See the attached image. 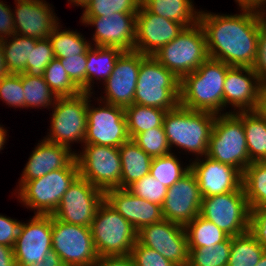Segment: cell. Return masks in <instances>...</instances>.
<instances>
[{
	"mask_svg": "<svg viewBox=\"0 0 266 266\" xmlns=\"http://www.w3.org/2000/svg\"><path fill=\"white\" fill-rule=\"evenodd\" d=\"M200 10L199 24L209 58L229 66H253L258 47L259 18L255 9L240 8V14H216Z\"/></svg>",
	"mask_w": 266,
	"mask_h": 266,
	"instance_id": "obj_1",
	"label": "cell"
},
{
	"mask_svg": "<svg viewBox=\"0 0 266 266\" xmlns=\"http://www.w3.org/2000/svg\"><path fill=\"white\" fill-rule=\"evenodd\" d=\"M231 66L208 58L192 73L180 79L179 105L184 108L223 114V89Z\"/></svg>",
	"mask_w": 266,
	"mask_h": 266,
	"instance_id": "obj_2",
	"label": "cell"
},
{
	"mask_svg": "<svg viewBox=\"0 0 266 266\" xmlns=\"http://www.w3.org/2000/svg\"><path fill=\"white\" fill-rule=\"evenodd\" d=\"M215 118V113L191 110L181 105L167 111L163 127L170 150L175 147L186 154H193L195 158L205 156Z\"/></svg>",
	"mask_w": 266,
	"mask_h": 266,
	"instance_id": "obj_3",
	"label": "cell"
},
{
	"mask_svg": "<svg viewBox=\"0 0 266 266\" xmlns=\"http://www.w3.org/2000/svg\"><path fill=\"white\" fill-rule=\"evenodd\" d=\"M79 176L76 158L65 168L25 182L15 193L18 201L35 215H52L64 193ZM18 194V195H17Z\"/></svg>",
	"mask_w": 266,
	"mask_h": 266,
	"instance_id": "obj_4",
	"label": "cell"
},
{
	"mask_svg": "<svg viewBox=\"0 0 266 266\" xmlns=\"http://www.w3.org/2000/svg\"><path fill=\"white\" fill-rule=\"evenodd\" d=\"M180 79L153 56L140 64L134 104L172 110L179 105Z\"/></svg>",
	"mask_w": 266,
	"mask_h": 266,
	"instance_id": "obj_5",
	"label": "cell"
},
{
	"mask_svg": "<svg viewBox=\"0 0 266 266\" xmlns=\"http://www.w3.org/2000/svg\"><path fill=\"white\" fill-rule=\"evenodd\" d=\"M97 254L130 255L137 242V231L104 199L90 226Z\"/></svg>",
	"mask_w": 266,
	"mask_h": 266,
	"instance_id": "obj_6",
	"label": "cell"
},
{
	"mask_svg": "<svg viewBox=\"0 0 266 266\" xmlns=\"http://www.w3.org/2000/svg\"><path fill=\"white\" fill-rule=\"evenodd\" d=\"M206 156L242 173L251 163L243 122L235 113L216 114Z\"/></svg>",
	"mask_w": 266,
	"mask_h": 266,
	"instance_id": "obj_7",
	"label": "cell"
},
{
	"mask_svg": "<svg viewBox=\"0 0 266 266\" xmlns=\"http://www.w3.org/2000/svg\"><path fill=\"white\" fill-rule=\"evenodd\" d=\"M94 94L95 92H81L72 97H58L51 107V125L44 139L70 149L74 142L83 145L87 129L88 101Z\"/></svg>",
	"mask_w": 266,
	"mask_h": 266,
	"instance_id": "obj_8",
	"label": "cell"
},
{
	"mask_svg": "<svg viewBox=\"0 0 266 266\" xmlns=\"http://www.w3.org/2000/svg\"><path fill=\"white\" fill-rule=\"evenodd\" d=\"M179 79L197 70L209 58L205 32L199 22L184 30L153 55Z\"/></svg>",
	"mask_w": 266,
	"mask_h": 266,
	"instance_id": "obj_9",
	"label": "cell"
},
{
	"mask_svg": "<svg viewBox=\"0 0 266 266\" xmlns=\"http://www.w3.org/2000/svg\"><path fill=\"white\" fill-rule=\"evenodd\" d=\"M83 150L75 153L79 176L105 192L120 188L121 158L119 148L98 144H83Z\"/></svg>",
	"mask_w": 266,
	"mask_h": 266,
	"instance_id": "obj_10",
	"label": "cell"
},
{
	"mask_svg": "<svg viewBox=\"0 0 266 266\" xmlns=\"http://www.w3.org/2000/svg\"><path fill=\"white\" fill-rule=\"evenodd\" d=\"M200 215L230 237L248 232L250 207L243 187L238 191L202 198Z\"/></svg>",
	"mask_w": 266,
	"mask_h": 266,
	"instance_id": "obj_11",
	"label": "cell"
},
{
	"mask_svg": "<svg viewBox=\"0 0 266 266\" xmlns=\"http://www.w3.org/2000/svg\"><path fill=\"white\" fill-rule=\"evenodd\" d=\"M52 250L66 266H93L99 258L91 229L65 223L52 216Z\"/></svg>",
	"mask_w": 266,
	"mask_h": 266,
	"instance_id": "obj_12",
	"label": "cell"
},
{
	"mask_svg": "<svg viewBox=\"0 0 266 266\" xmlns=\"http://www.w3.org/2000/svg\"><path fill=\"white\" fill-rule=\"evenodd\" d=\"M91 101L90 99L88 101L84 144L119 148L130 139L127 131L125 108L102 102L98 97L97 105L99 106L94 107L93 103H90Z\"/></svg>",
	"mask_w": 266,
	"mask_h": 266,
	"instance_id": "obj_13",
	"label": "cell"
},
{
	"mask_svg": "<svg viewBox=\"0 0 266 266\" xmlns=\"http://www.w3.org/2000/svg\"><path fill=\"white\" fill-rule=\"evenodd\" d=\"M103 200L101 189L78 176L64 193L52 216L65 223L90 227Z\"/></svg>",
	"mask_w": 266,
	"mask_h": 266,
	"instance_id": "obj_14",
	"label": "cell"
},
{
	"mask_svg": "<svg viewBox=\"0 0 266 266\" xmlns=\"http://www.w3.org/2000/svg\"><path fill=\"white\" fill-rule=\"evenodd\" d=\"M137 241L174 263L187 266L189 248L185 227L162 219L137 231Z\"/></svg>",
	"mask_w": 266,
	"mask_h": 266,
	"instance_id": "obj_15",
	"label": "cell"
},
{
	"mask_svg": "<svg viewBox=\"0 0 266 266\" xmlns=\"http://www.w3.org/2000/svg\"><path fill=\"white\" fill-rule=\"evenodd\" d=\"M137 13H114L107 16H81L80 22L95 27L92 46L116 47L134 51Z\"/></svg>",
	"mask_w": 266,
	"mask_h": 266,
	"instance_id": "obj_16",
	"label": "cell"
},
{
	"mask_svg": "<svg viewBox=\"0 0 266 266\" xmlns=\"http://www.w3.org/2000/svg\"><path fill=\"white\" fill-rule=\"evenodd\" d=\"M146 56L138 51H124L117 59L108 79L102 84L105 95L98 99L126 108L134 103L141 61Z\"/></svg>",
	"mask_w": 266,
	"mask_h": 266,
	"instance_id": "obj_17",
	"label": "cell"
},
{
	"mask_svg": "<svg viewBox=\"0 0 266 266\" xmlns=\"http://www.w3.org/2000/svg\"><path fill=\"white\" fill-rule=\"evenodd\" d=\"M52 215H34L20 225L13 246L17 266L41 262L52 250Z\"/></svg>",
	"mask_w": 266,
	"mask_h": 266,
	"instance_id": "obj_18",
	"label": "cell"
},
{
	"mask_svg": "<svg viewBox=\"0 0 266 266\" xmlns=\"http://www.w3.org/2000/svg\"><path fill=\"white\" fill-rule=\"evenodd\" d=\"M202 195L194 173L189 170L168 188L161 206L163 219L186 226L200 214Z\"/></svg>",
	"mask_w": 266,
	"mask_h": 266,
	"instance_id": "obj_19",
	"label": "cell"
},
{
	"mask_svg": "<svg viewBox=\"0 0 266 266\" xmlns=\"http://www.w3.org/2000/svg\"><path fill=\"white\" fill-rule=\"evenodd\" d=\"M184 28L181 23L151 13L141 3L136 17L134 50L145 56H153L174 40Z\"/></svg>",
	"mask_w": 266,
	"mask_h": 266,
	"instance_id": "obj_20",
	"label": "cell"
},
{
	"mask_svg": "<svg viewBox=\"0 0 266 266\" xmlns=\"http://www.w3.org/2000/svg\"><path fill=\"white\" fill-rule=\"evenodd\" d=\"M190 170L194 173L202 198L238 191L242 188L243 173L236 167L223 164L208 156L193 158Z\"/></svg>",
	"mask_w": 266,
	"mask_h": 266,
	"instance_id": "obj_21",
	"label": "cell"
},
{
	"mask_svg": "<svg viewBox=\"0 0 266 266\" xmlns=\"http://www.w3.org/2000/svg\"><path fill=\"white\" fill-rule=\"evenodd\" d=\"M12 9L15 34L37 40L46 39L61 24L54 9L45 0H14Z\"/></svg>",
	"mask_w": 266,
	"mask_h": 266,
	"instance_id": "obj_22",
	"label": "cell"
},
{
	"mask_svg": "<svg viewBox=\"0 0 266 266\" xmlns=\"http://www.w3.org/2000/svg\"><path fill=\"white\" fill-rule=\"evenodd\" d=\"M259 82L251 67L231 66L224 80L223 114L254 111L258 102ZM228 107L234 110L228 112Z\"/></svg>",
	"mask_w": 266,
	"mask_h": 266,
	"instance_id": "obj_23",
	"label": "cell"
},
{
	"mask_svg": "<svg viewBox=\"0 0 266 266\" xmlns=\"http://www.w3.org/2000/svg\"><path fill=\"white\" fill-rule=\"evenodd\" d=\"M104 199L136 231L163 219L160 205L142 199L131 193L128 189H108L104 192Z\"/></svg>",
	"mask_w": 266,
	"mask_h": 266,
	"instance_id": "obj_24",
	"label": "cell"
},
{
	"mask_svg": "<svg viewBox=\"0 0 266 266\" xmlns=\"http://www.w3.org/2000/svg\"><path fill=\"white\" fill-rule=\"evenodd\" d=\"M75 152L65 145L51 143L45 139L41 140L31 152L15 192L27 181L40 178L53 170L67 167L75 159Z\"/></svg>",
	"mask_w": 266,
	"mask_h": 266,
	"instance_id": "obj_25",
	"label": "cell"
},
{
	"mask_svg": "<svg viewBox=\"0 0 266 266\" xmlns=\"http://www.w3.org/2000/svg\"><path fill=\"white\" fill-rule=\"evenodd\" d=\"M121 158L120 189H127L135 181L150 173L152 157L145 153L132 139L119 147Z\"/></svg>",
	"mask_w": 266,
	"mask_h": 266,
	"instance_id": "obj_26",
	"label": "cell"
},
{
	"mask_svg": "<svg viewBox=\"0 0 266 266\" xmlns=\"http://www.w3.org/2000/svg\"><path fill=\"white\" fill-rule=\"evenodd\" d=\"M116 47L92 46L87 50L86 65V93H93L95 80L108 79L112 73L118 57L123 53Z\"/></svg>",
	"mask_w": 266,
	"mask_h": 266,
	"instance_id": "obj_27",
	"label": "cell"
},
{
	"mask_svg": "<svg viewBox=\"0 0 266 266\" xmlns=\"http://www.w3.org/2000/svg\"><path fill=\"white\" fill-rule=\"evenodd\" d=\"M141 3L151 13L181 23L185 28L199 21L200 10L195 9L192 0H142Z\"/></svg>",
	"mask_w": 266,
	"mask_h": 266,
	"instance_id": "obj_28",
	"label": "cell"
},
{
	"mask_svg": "<svg viewBox=\"0 0 266 266\" xmlns=\"http://www.w3.org/2000/svg\"><path fill=\"white\" fill-rule=\"evenodd\" d=\"M235 114L243 122L250 161H266V118L255 111Z\"/></svg>",
	"mask_w": 266,
	"mask_h": 266,
	"instance_id": "obj_29",
	"label": "cell"
},
{
	"mask_svg": "<svg viewBox=\"0 0 266 266\" xmlns=\"http://www.w3.org/2000/svg\"><path fill=\"white\" fill-rule=\"evenodd\" d=\"M37 39L14 34L1 40L4 64L8 74L26 72V63L30 61L31 46L36 45Z\"/></svg>",
	"mask_w": 266,
	"mask_h": 266,
	"instance_id": "obj_30",
	"label": "cell"
},
{
	"mask_svg": "<svg viewBox=\"0 0 266 266\" xmlns=\"http://www.w3.org/2000/svg\"><path fill=\"white\" fill-rule=\"evenodd\" d=\"M242 187L250 209L266 207V161L251 162L246 167Z\"/></svg>",
	"mask_w": 266,
	"mask_h": 266,
	"instance_id": "obj_31",
	"label": "cell"
},
{
	"mask_svg": "<svg viewBox=\"0 0 266 266\" xmlns=\"http://www.w3.org/2000/svg\"><path fill=\"white\" fill-rule=\"evenodd\" d=\"M167 110L156 107L132 104L125 108L127 131L130 139L137 134L156 127H163V120Z\"/></svg>",
	"mask_w": 266,
	"mask_h": 266,
	"instance_id": "obj_32",
	"label": "cell"
},
{
	"mask_svg": "<svg viewBox=\"0 0 266 266\" xmlns=\"http://www.w3.org/2000/svg\"><path fill=\"white\" fill-rule=\"evenodd\" d=\"M188 248L209 247L227 240L230 236L200 214L185 226Z\"/></svg>",
	"mask_w": 266,
	"mask_h": 266,
	"instance_id": "obj_33",
	"label": "cell"
},
{
	"mask_svg": "<svg viewBox=\"0 0 266 266\" xmlns=\"http://www.w3.org/2000/svg\"><path fill=\"white\" fill-rule=\"evenodd\" d=\"M59 24L48 37L55 58H67L68 56H76L79 54H87V50L91 47V41H87L86 37L77 32L63 28Z\"/></svg>",
	"mask_w": 266,
	"mask_h": 266,
	"instance_id": "obj_34",
	"label": "cell"
},
{
	"mask_svg": "<svg viewBox=\"0 0 266 266\" xmlns=\"http://www.w3.org/2000/svg\"><path fill=\"white\" fill-rule=\"evenodd\" d=\"M264 252L263 247L249 232L231 237V250L227 266H255Z\"/></svg>",
	"mask_w": 266,
	"mask_h": 266,
	"instance_id": "obj_35",
	"label": "cell"
},
{
	"mask_svg": "<svg viewBox=\"0 0 266 266\" xmlns=\"http://www.w3.org/2000/svg\"><path fill=\"white\" fill-rule=\"evenodd\" d=\"M22 87L25 95V108H47L54 105L58 98L45 82L43 76L35 77L22 73Z\"/></svg>",
	"mask_w": 266,
	"mask_h": 266,
	"instance_id": "obj_36",
	"label": "cell"
},
{
	"mask_svg": "<svg viewBox=\"0 0 266 266\" xmlns=\"http://www.w3.org/2000/svg\"><path fill=\"white\" fill-rule=\"evenodd\" d=\"M182 164V165H181ZM190 170V164L183 167V161L174 152L152 159L150 175L167 188L175 184Z\"/></svg>",
	"mask_w": 266,
	"mask_h": 266,
	"instance_id": "obj_37",
	"label": "cell"
},
{
	"mask_svg": "<svg viewBox=\"0 0 266 266\" xmlns=\"http://www.w3.org/2000/svg\"><path fill=\"white\" fill-rule=\"evenodd\" d=\"M231 250V237L209 247L189 249L187 266H227Z\"/></svg>",
	"mask_w": 266,
	"mask_h": 266,
	"instance_id": "obj_38",
	"label": "cell"
},
{
	"mask_svg": "<svg viewBox=\"0 0 266 266\" xmlns=\"http://www.w3.org/2000/svg\"><path fill=\"white\" fill-rule=\"evenodd\" d=\"M43 78L57 97H72L82 92L69 78L57 58H54L45 68Z\"/></svg>",
	"mask_w": 266,
	"mask_h": 266,
	"instance_id": "obj_39",
	"label": "cell"
},
{
	"mask_svg": "<svg viewBox=\"0 0 266 266\" xmlns=\"http://www.w3.org/2000/svg\"><path fill=\"white\" fill-rule=\"evenodd\" d=\"M142 0H90L81 16H107L114 13H137Z\"/></svg>",
	"mask_w": 266,
	"mask_h": 266,
	"instance_id": "obj_40",
	"label": "cell"
},
{
	"mask_svg": "<svg viewBox=\"0 0 266 266\" xmlns=\"http://www.w3.org/2000/svg\"><path fill=\"white\" fill-rule=\"evenodd\" d=\"M132 140L152 158L168 155L172 152L164 127H156L139 133Z\"/></svg>",
	"mask_w": 266,
	"mask_h": 266,
	"instance_id": "obj_41",
	"label": "cell"
},
{
	"mask_svg": "<svg viewBox=\"0 0 266 266\" xmlns=\"http://www.w3.org/2000/svg\"><path fill=\"white\" fill-rule=\"evenodd\" d=\"M55 58L49 38L36 41L31 46L30 61L26 63V74L35 77H42L45 68Z\"/></svg>",
	"mask_w": 266,
	"mask_h": 266,
	"instance_id": "obj_42",
	"label": "cell"
},
{
	"mask_svg": "<svg viewBox=\"0 0 266 266\" xmlns=\"http://www.w3.org/2000/svg\"><path fill=\"white\" fill-rule=\"evenodd\" d=\"M134 195L162 206L168 188L152 175H145L127 188Z\"/></svg>",
	"mask_w": 266,
	"mask_h": 266,
	"instance_id": "obj_43",
	"label": "cell"
},
{
	"mask_svg": "<svg viewBox=\"0 0 266 266\" xmlns=\"http://www.w3.org/2000/svg\"><path fill=\"white\" fill-rule=\"evenodd\" d=\"M0 100L9 107L25 108L22 74H7L0 79Z\"/></svg>",
	"mask_w": 266,
	"mask_h": 266,
	"instance_id": "obj_44",
	"label": "cell"
},
{
	"mask_svg": "<svg viewBox=\"0 0 266 266\" xmlns=\"http://www.w3.org/2000/svg\"><path fill=\"white\" fill-rule=\"evenodd\" d=\"M72 82L82 91L86 92V65L87 54L57 58Z\"/></svg>",
	"mask_w": 266,
	"mask_h": 266,
	"instance_id": "obj_45",
	"label": "cell"
},
{
	"mask_svg": "<svg viewBox=\"0 0 266 266\" xmlns=\"http://www.w3.org/2000/svg\"><path fill=\"white\" fill-rule=\"evenodd\" d=\"M130 256L135 266H176L156 250L148 248L138 241L133 246Z\"/></svg>",
	"mask_w": 266,
	"mask_h": 266,
	"instance_id": "obj_46",
	"label": "cell"
},
{
	"mask_svg": "<svg viewBox=\"0 0 266 266\" xmlns=\"http://www.w3.org/2000/svg\"><path fill=\"white\" fill-rule=\"evenodd\" d=\"M248 232L266 252V207L250 209Z\"/></svg>",
	"mask_w": 266,
	"mask_h": 266,
	"instance_id": "obj_47",
	"label": "cell"
},
{
	"mask_svg": "<svg viewBox=\"0 0 266 266\" xmlns=\"http://www.w3.org/2000/svg\"><path fill=\"white\" fill-rule=\"evenodd\" d=\"M252 69L259 81L266 80V26L260 21L257 54Z\"/></svg>",
	"mask_w": 266,
	"mask_h": 266,
	"instance_id": "obj_48",
	"label": "cell"
},
{
	"mask_svg": "<svg viewBox=\"0 0 266 266\" xmlns=\"http://www.w3.org/2000/svg\"><path fill=\"white\" fill-rule=\"evenodd\" d=\"M22 221L0 214V244L13 247Z\"/></svg>",
	"mask_w": 266,
	"mask_h": 266,
	"instance_id": "obj_49",
	"label": "cell"
},
{
	"mask_svg": "<svg viewBox=\"0 0 266 266\" xmlns=\"http://www.w3.org/2000/svg\"><path fill=\"white\" fill-rule=\"evenodd\" d=\"M0 0V40L15 34L12 9Z\"/></svg>",
	"mask_w": 266,
	"mask_h": 266,
	"instance_id": "obj_50",
	"label": "cell"
},
{
	"mask_svg": "<svg viewBox=\"0 0 266 266\" xmlns=\"http://www.w3.org/2000/svg\"><path fill=\"white\" fill-rule=\"evenodd\" d=\"M93 266H135L130 255L100 256Z\"/></svg>",
	"mask_w": 266,
	"mask_h": 266,
	"instance_id": "obj_51",
	"label": "cell"
},
{
	"mask_svg": "<svg viewBox=\"0 0 266 266\" xmlns=\"http://www.w3.org/2000/svg\"><path fill=\"white\" fill-rule=\"evenodd\" d=\"M254 111L258 115L266 118V80L259 82L258 102Z\"/></svg>",
	"mask_w": 266,
	"mask_h": 266,
	"instance_id": "obj_52",
	"label": "cell"
},
{
	"mask_svg": "<svg viewBox=\"0 0 266 266\" xmlns=\"http://www.w3.org/2000/svg\"><path fill=\"white\" fill-rule=\"evenodd\" d=\"M27 266H66V265L63 263L59 255L53 250H51L45 255L43 261L39 263L37 261L32 262Z\"/></svg>",
	"mask_w": 266,
	"mask_h": 266,
	"instance_id": "obj_53",
	"label": "cell"
},
{
	"mask_svg": "<svg viewBox=\"0 0 266 266\" xmlns=\"http://www.w3.org/2000/svg\"><path fill=\"white\" fill-rule=\"evenodd\" d=\"M0 266H17L13 247L0 244Z\"/></svg>",
	"mask_w": 266,
	"mask_h": 266,
	"instance_id": "obj_54",
	"label": "cell"
},
{
	"mask_svg": "<svg viewBox=\"0 0 266 266\" xmlns=\"http://www.w3.org/2000/svg\"><path fill=\"white\" fill-rule=\"evenodd\" d=\"M239 8L257 9L264 0H234Z\"/></svg>",
	"mask_w": 266,
	"mask_h": 266,
	"instance_id": "obj_55",
	"label": "cell"
},
{
	"mask_svg": "<svg viewBox=\"0 0 266 266\" xmlns=\"http://www.w3.org/2000/svg\"><path fill=\"white\" fill-rule=\"evenodd\" d=\"M260 22L266 26V0H264L256 9Z\"/></svg>",
	"mask_w": 266,
	"mask_h": 266,
	"instance_id": "obj_56",
	"label": "cell"
},
{
	"mask_svg": "<svg viewBox=\"0 0 266 266\" xmlns=\"http://www.w3.org/2000/svg\"><path fill=\"white\" fill-rule=\"evenodd\" d=\"M7 131L6 128L3 127V125L0 124V151L3 150L5 148V144H6V140L7 138Z\"/></svg>",
	"mask_w": 266,
	"mask_h": 266,
	"instance_id": "obj_57",
	"label": "cell"
},
{
	"mask_svg": "<svg viewBox=\"0 0 266 266\" xmlns=\"http://www.w3.org/2000/svg\"><path fill=\"white\" fill-rule=\"evenodd\" d=\"M7 74H8V72H7L5 64H4V56H3V51H2V47H1V40H0V79L3 78Z\"/></svg>",
	"mask_w": 266,
	"mask_h": 266,
	"instance_id": "obj_58",
	"label": "cell"
},
{
	"mask_svg": "<svg viewBox=\"0 0 266 266\" xmlns=\"http://www.w3.org/2000/svg\"><path fill=\"white\" fill-rule=\"evenodd\" d=\"M90 0H68V4H72L75 5V7H82L84 8L86 6V4L89 2Z\"/></svg>",
	"mask_w": 266,
	"mask_h": 266,
	"instance_id": "obj_59",
	"label": "cell"
},
{
	"mask_svg": "<svg viewBox=\"0 0 266 266\" xmlns=\"http://www.w3.org/2000/svg\"><path fill=\"white\" fill-rule=\"evenodd\" d=\"M255 266H266V252H264L262 258Z\"/></svg>",
	"mask_w": 266,
	"mask_h": 266,
	"instance_id": "obj_60",
	"label": "cell"
}]
</instances>
